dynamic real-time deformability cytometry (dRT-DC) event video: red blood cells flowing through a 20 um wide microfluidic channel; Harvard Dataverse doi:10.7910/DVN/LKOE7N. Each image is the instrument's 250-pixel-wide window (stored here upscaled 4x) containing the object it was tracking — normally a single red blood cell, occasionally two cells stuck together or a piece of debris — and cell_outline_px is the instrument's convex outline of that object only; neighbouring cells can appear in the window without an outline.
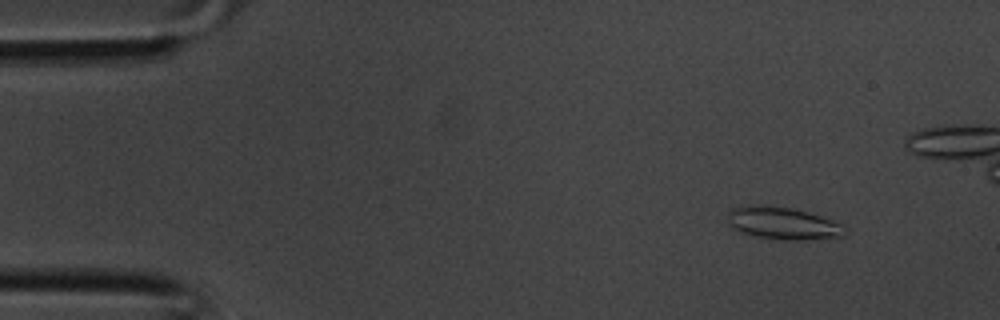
{"species": "common noctule bat (a hibernating species)", "species_latin": "Nyctalus noctula", "temperature_condition": "room temperature", "stored_images_in_passage": 37, "camera_frame_rate_fps": 3000, "um_per_image_px": 0.085, "animal": {"sex": "male", "body_mass_g": 20.1, "forearm_length_mm": 53.5}, "frame": {"image": 1, "passage_image": 4, "time_ms": 1.0, "image_size_px": [1000, 320], "cell_outline_px": [[848, 228], [844, 236], [800, 240], [784, 240], [756, 236], [740, 232], [728, 224], [728, 212], [732, 208], [764, 204], [788, 208], [820, 216], [832, 220]], "centroid_in_image_um": [66.54, 18.99], "position_along_channel_um": 18.5, "area_um2": 21.85}}
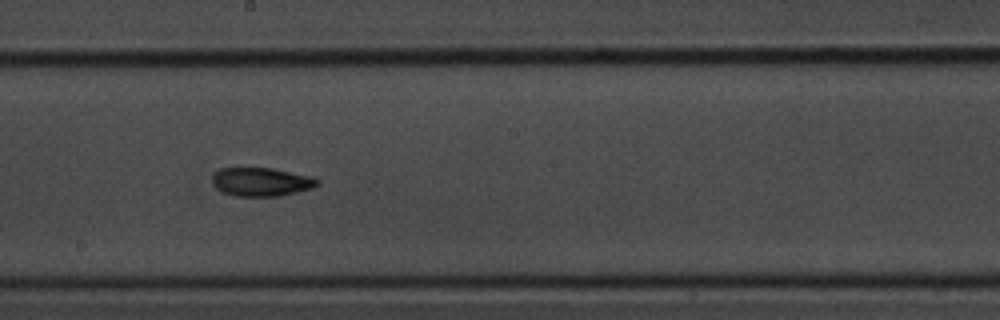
{"frame": {"image": 2, "passage_image": 20, "time_ms": 6.333, "image_size_px": [1000, 320], "cell_outline_px": [[320, 184], [312, 188], [280, 196], [236, 196], [220, 192], [212, 184], [212, 176], [220, 168], [272, 168], [308, 176], [320, 180]], "centroid_in_image_um": [22.17, 15.47], "position_along_channel_um": 226.0, "area_um2": 17.51}}
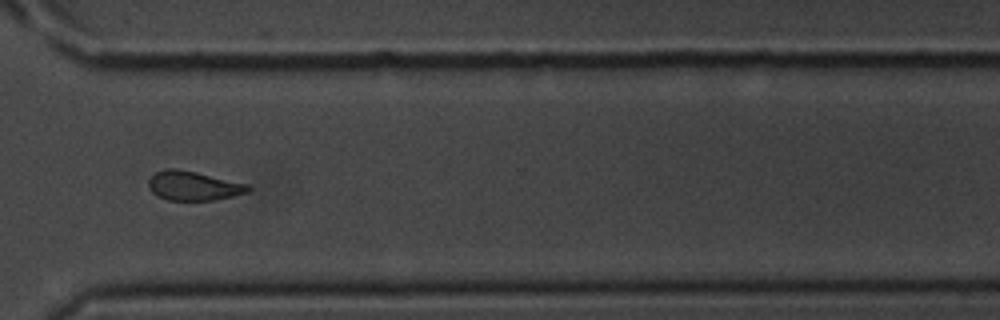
{"frame": {"image": 3, "passage_image": 27, "time_ms": 8.667, "image_size_px": [1000, 320], "cell_outline_px": [[252, 188], [248, 192], [232, 196], [212, 200], [168, 200], [152, 192], [148, 188], [148, 180], [156, 172], [168, 168], [176, 168], [196, 172], [248, 184]], "centroid_in_image_um": [16.44, 15.79], "position_along_channel_um": 354.2, "area_um2": 16.82}}